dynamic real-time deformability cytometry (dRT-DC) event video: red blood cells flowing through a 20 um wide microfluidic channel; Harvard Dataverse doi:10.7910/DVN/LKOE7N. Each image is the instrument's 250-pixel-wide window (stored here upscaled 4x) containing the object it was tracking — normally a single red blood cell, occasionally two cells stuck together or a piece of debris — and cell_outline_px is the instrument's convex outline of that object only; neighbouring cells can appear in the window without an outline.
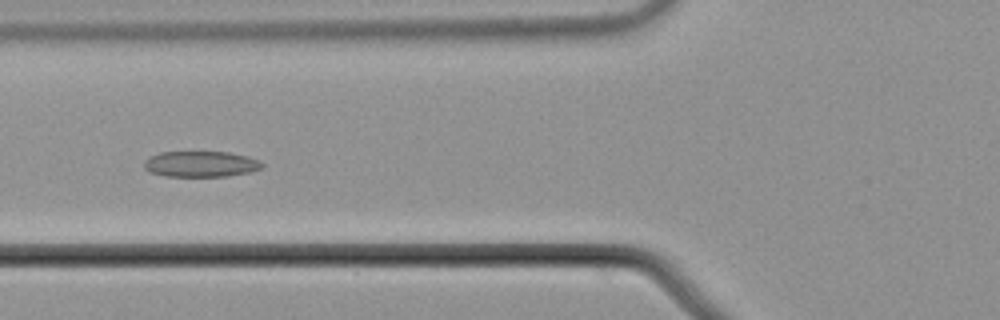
{"species": "common noctule bat (a hibernating species)", "species_latin": "Nyctalus noctula", "temperature_condition": "cold", "stored_images_in_passage": 10, "camera_frame_rate_fps": 3000, "um_per_image_px": 0.085, "animal": {"sex": "male", "body_mass_g": 21.5, "forearm_length_mm": 52.0}, "frame": {"image": 1, "passage_image": 6, "time_ms": 1.667, "image_size_px": [1000, 320], "cell_outline_px": [[264, 164], [260, 168], [248, 172], [228, 176], [164, 176], [148, 172], [144, 168], [144, 160], [160, 152], [228, 152], [248, 156]], "centroid_in_image_um": [17.02, 13.94], "position_along_channel_um": 108.8, "area_um2": 17.63}}
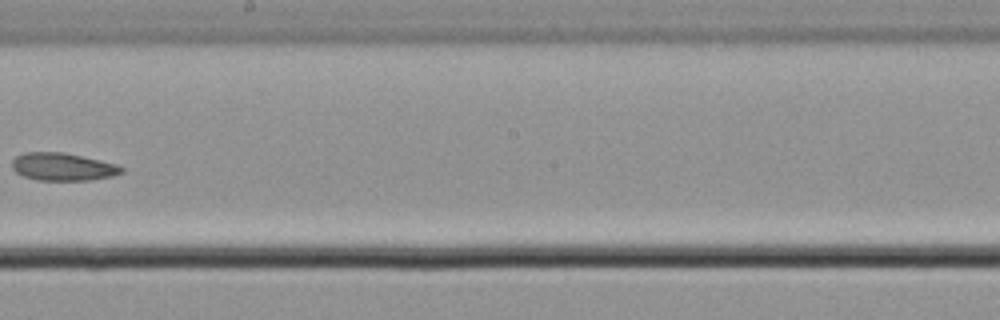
{"frame": {"image": 2, "passage_image": 9, "time_ms": 2.667, "image_size_px": [1000, 320], "cell_outline_px": [[124, 172], [112, 176], [92, 180], [36, 180], [24, 176], [16, 172], [12, 168], [12, 160], [16, 156], [24, 152], [64, 152], [116, 164], [124, 168]], "centroid_in_image_um": [5.33, 14.18], "position_along_channel_um": 242.9, "area_um2": 17.69}}
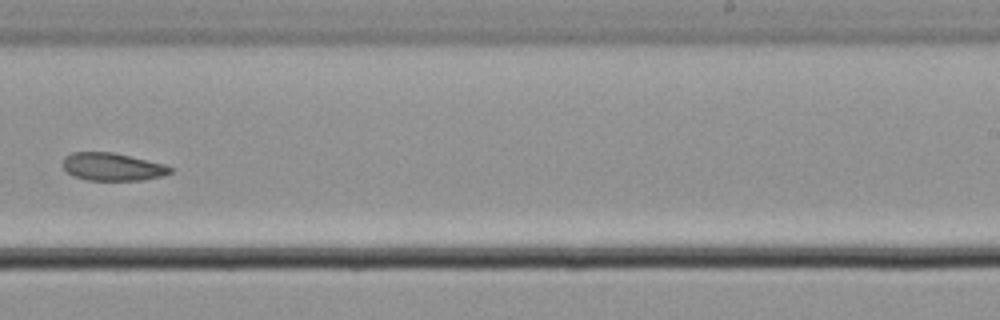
{"frame": {"image": 3, "passage_image": 10, "time_ms": 3.0, "image_size_px": [1000, 320], "cell_outline_px": [[172, 172], [164, 176], [144, 180], [88, 180], [76, 176], [68, 172], [64, 168], [64, 156], [72, 152], [112, 152], [164, 164], [172, 168]], "centroid_in_image_um": [9.58, 14.18], "position_along_channel_um": 279.4, "area_um2": 17.22}}